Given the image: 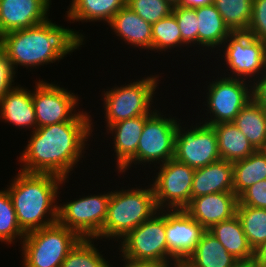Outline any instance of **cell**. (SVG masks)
I'll return each mask as SVG.
<instances>
[{"label":"cell","mask_w":266,"mask_h":267,"mask_svg":"<svg viewBox=\"0 0 266 267\" xmlns=\"http://www.w3.org/2000/svg\"><path fill=\"white\" fill-rule=\"evenodd\" d=\"M91 119V115L81 111L72 121L37 128L18 157L22 164L19 170L53 174L68 180L73 167L84 158L86 142L92 137Z\"/></svg>","instance_id":"6da1fadb"},{"label":"cell","mask_w":266,"mask_h":267,"mask_svg":"<svg viewBox=\"0 0 266 267\" xmlns=\"http://www.w3.org/2000/svg\"><path fill=\"white\" fill-rule=\"evenodd\" d=\"M84 39L85 36L79 31L57 25L48 19L31 28L2 35L0 49L12 62L15 71L18 65L34 69L63 60L81 47Z\"/></svg>","instance_id":"7a4b0ae2"},{"label":"cell","mask_w":266,"mask_h":267,"mask_svg":"<svg viewBox=\"0 0 266 267\" xmlns=\"http://www.w3.org/2000/svg\"><path fill=\"white\" fill-rule=\"evenodd\" d=\"M65 182L67 181L53 174L19 171L14 176L7 190L18 224L25 233L58 221V190Z\"/></svg>","instance_id":"3957f363"},{"label":"cell","mask_w":266,"mask_h":267,"mask_svg":"<svg viewBox=\"0 0 266 267\" xmlns=\"http://www.w3.org/2000/svg\"><path fill=\"white\" fill-rule=\"evenodd\" d=\"M159 209L152 185L111 191L107 217L101 232L94 238L121 240L134 228L150 219ZM117 239V240H116Z\"/></svg>","instance_id":"277c9868"},{"label":"cell","mask_w":266,"mask_h":267,"mask_svg":"<svg viewBox=\"0 0 266 267\" xmlns=\"http://www.w3.org/2000/svg\"><path fill=\"white\" fill-rule=\"evenodd\" d=\"M82 238L58 221L26 233L22 246L23 267H61L68 253Z\"/></svg>","instance_id":"5b68a950"},{"label":"cell","mask_w":266,"mask_h":267,"mask_svg":"<svg viewBox=\"0 0 266 267\" xmlns=\"http://www.w3.org/2000/svg\"><path fill=\"white\" fill-rule=\"evenodd\" d=\"M159 75H151L133 83H126L102 91L103 108L105 112L106 129L121 120L134 118L140 115H151L156 109L153 106V97L158 87Z\"/></svg>","instance_id":"8992f818"},{"label":"cell","mask_w":266,"mask_h":267,"mask_svg":"<svg viewBox=\"0 0 266 267\" xmlns=\"http://www.w3.org/2000/svg\"><path fill=\"white\" fill-rule=\"evenodd\" d=\"M155 110L145 121L136 154L118 171L126 172L132 164H164L175 156L177 121ZM164 116V117H163ZM152 162V163H151ZM145 163V164H144Z\"/></svg>","instance_id":"52a82bcc"},{"label":"cell","mask_w":266,"mask_h":267,"mask_svg":"<svg viewBox=\"0 0 266 267\" xmlns=\"http://www.w3.org/2000/svg\"><path fill=\"white\" fill-rule=\"evenodd\" d=\"M221 47H224L222 57L230 68L231 74L227 77L252 83L251 80L266 72V42L254 39L247 32H236L231 33Z\"/></svg>","instance_id":"ba28073f"},{"label":"cell","mask_w":266,"mask_h":267,"mask_svg":"<svg viewBox=\"0 0 266 267\" xmlns=\"http://www.w3.org/2000/svg\"><path fill=\"white\" fill-rule=\"evenodd\" d=\"M111 192L82 196L58 205V222L75 231L81 238L94 239L107 217Z\"/></svg>","instance_id":"9c48e42d"},{"label":"cell","mask_w":266,"mask_h":267,"mask_svg":"<svg viewBox=\"0 0 266 267\" xmlns=\"http://www.w3.org/2000/svg\"><path fill=\"white\" fill-rule=\"evenodd\" d=\"M119 243L121 257L131 260L167 261L165 210L157 211L150 219L129 232Z\"/></svg>","instance_id":"30bf717a"},{"label":"cell","mask_w":266,"mask_h":267,"mask_svg":"<svg viewBox=\"0 0 266 267\" xmlns=\"http://www.w3.org/2000/svg\"><path fill=\"white\" fill-rule=\"evenodd\" d=\"M226 76L212 80L207 87V102L204 103H207V114L210 113L211 118L204 121L206 125L233 122L240 110L252 100L250 81Z\"/></svg>","instance_id":"8fae6325"},{"label":"cell","mask_w":266,"mask_h":267,"mask_svg":"<svg viewBox=\"0 0 266 267\" xmlns=\"http://www.w3.org/2000/svg\"><path fill=\"white\" fill-rule=\"evenodd\" d=\"M153 178V191L159 210L185 209L191 201V189L195 169L175 158L159 167Z\"/></svg>","instance_id":"7c38bea8"},{"label":"cell","mask_w":266,"mask_h":267,"mask_svg":"<svg viewBox=\"0 0 266 267\" xmlns=\"http://www.w3.org/2000/svg\"><path fill=\"white\" fill-rule=\"evenodd\" d=\"M178 123L174 158L194 169L205 167L221 159L214 128L203 122L182 128ZM186 129V130H185Z\"/></svg>","instance_id":"4fadbf2b"},{"label":"cell","mask_w":266,"mask_h":267,"mask_svg":"<svg viewBox=\"0 0 266 267\" xmlns=\"http://www.w3.org/2000/svg\"><path fill=\"white\" fill-rule=\"evenodd\" d=\"M38 81L32 91L37 128L72 121L80 113L76 112L80 100L74 92L58 86V83Z\"/></svg>","instance_id":"5bb4252c"},{"label":"cell","mask_w":266,"mask_h":267,"mask_svg":"<svg viewBox=\"0 0 266 267\" xmlns=\"http://www.w3.org/2000/svg\"><path fill=\"white\" fill-rule=\"evenodd\" d=\"M167 262L185 261L206 232L184 209L165 210Z\"/></svg>","instance_id":"9a60e30c"},{"label":"cell","mask_w":266,"mask_h":267,"mask_svg":"<svg viewBox=\"0 0 266 267\" xmlns=\"http://www.w3.org/2000/svg\"><path fill=\"white\" fill-rule=\"evenodd\" d=\"M51 0H0L1 36L47 21Z\"/></svg>","instance_id":"2e32d148"},{"label":"cell","mask_w":266,"mask_h":267,"mask_svg":"<svg viewBox=\"0 0 266 267\" xmlns=\"http://www.w3.org/2000/svg\"><path fill=\"white\" fill-rule=\"evenodd\" d=\"M238 197L234 192L207 194L191 199L184 209L204 229L236 215Z\"/></svg>","instance_id":"e0dca14e"},{"label":"cell","mask_w":266,"mask_h":267,"mask_svg":"<svg viewBox=\"0 0 266 267\" xmlns=\"http://www.w3.org/2000/svg\"><path fill=\"white\" fill-rule=\"evenodd\" d=\"M16 85L0 100V119L19 128L37 129L32 91Z\"/></svg>","instance_id":"ac0fdd59"},{"label":"cell","mask_w":266,"mask_h":267,"mask_svg":"<svg viewBox=\"0 0 266 267\" xmlns=\"http://www.w3.org/2000/svg\"><path fill=\"white\" fill-rule=\"evenodd\" d=\"M233 192V163L224 159L195 169L191 199L207 194Z\"/></svg>","instance_id":"d6986e66"},{"label":"cell","mask_w":266,"mask_h":267,"mask_svg":"<svg viewBox=\"0 0 266 267\" xmlns=\"http://www.w3.org/2000/svg\"><path fill=\"white\" fill-rule=\"evenodd\" d=\"M116 36L128 45L152 51V25L144 21L127 5L121 8L108 24Z\"/></svg>","instance_id":"ffe728a7"},{"label":"cell","mask_w":266,"mask_h":267,"mask_svg":"<svg viewBox=\"0 0 266 267\" xmlns=\"http://www.w3.org/2000/svg\"><path fill=\"white\" fill-rule=\"evenodd\" d=\"M149 116L140 115L121 120L106 129L107 134L110 132L114 137L113 148L118 171L136 154L145 121Z\"/></svg>","instance_id":"44dd1931"},{"label":"cell","mask_w":266,"mask_h":267,"mask_svg":"<svg viewBox=\"0 0 266 267\" xmlns=\"http://www.w3.org/2000/svg\"><path fill=\"white\" fill-rule=\"evenodd\" d=\"M198 47L212 50L221 47L232 33L213 3L196 8ZM201 45V46H200Z\"/></svg>","instance_id":"7402d4cb"},{"label":"cell","mask_w":266,"mask_h":267,"mask_svg":"<svg viewBox=\"0 0 266 267\" xmlns=\"http://www.w3.org/2000/svg\"><path fill=\"white\" fill-rule=\"evenodd\" d=\"M238 261L254 259V250L250 246L237 215L229 220L221 221L207 230Z\"/></svg>","instance_id":"603a6c76"},{"label":"cell","mask_w":266,"mask_h":267,"mask_svg":"<svg viewBox=\"0 0 266 267\" xmlns=\"http://www.w3.org/2000/svg\"><path fill=\"white\" fill-rule=\"evenodd\" d=\"M125 5L126 0H72L65 17L70 23L106 21L109 24Z\"/></svg>","instance_id":"cb8c5ba5"},{"label":"cell","mask_w":266,"mask_h":267,"mask_svg":"<svg viewBox=\"0 0 266 267\" xmlns=\"http://www.w3.org/2000/svg\"><path fill=\"white\" fill-rule=\"evenodd\" d=\"M212 127L217 135L218 152L221 159L233 163L247 158L256 150L232 122L218 123Z\"/></svg>","instance_id":"d4e9b609"},{"label":"cell","mask_w":266,"mask_h":267,"mask_svg":"<svg viewBox=\"0 0 266 267\" xmlns=\"http://www.w3.org/2000/svg\"><path fill=\"white\" fill-rule=\"evenodd\" d=\"M237 261L207 230L194 252L185 260L191 267H233Z\"/></svg>","instance_id":"484cf974"},{"label":"cell","mask_w":266,"mask_h":267,"mask_svg":"<svg viewBox=\"0 0 266 267\" xmlns=\"http://www.w3.org/2000/svg\"><path fill=\"white\" fill-rule=\"evenodd\" d=\"M256 149H266V111L250 100L232 122Z\"/></svg>","instance_id":"4316f807"},{"label":"cell","mask_w":266,"mask_h":267,"mask_svg":"<svg viewBox=\"0 0 266 267\" xmlns=\"http://www.w3.org/2000/svg\"><path fill=\"white\" fill-rule=\"evenodd\" d=\"M264 179H266V149L255 150L247 158L233 162V192L237 197Z\"/></svg>","instance_id":"83f0119b"},{"label":"cell","mask_w":266,"mask_h":267,"mask_svg":"<svg viewBox=\"0 0 266 267\" xmlns=\"http://www.w3.org/2000/svg\"><path fill=\"white\" fill-rule=\"evenodd\" d=\"M232 33L246 32L252 17L253 0H213Z\"/></svg>","instance_id":"f1b7e54d"},{"label":"cell","mask_w":266,"mask_h":267,"mask_svg":"<svg viewBox=\"0 0 266 267\" xmlns=\"http://www.w3.org/2000/svg\"><path fill=\"white\" fill-rule=\"evenodd\" d=\"M236 215L250 246L255 250L266 242V209L241 205L238 202Z\"/></svg>","instance_id":"f546056e"},{"label":"cell","mask_w":266,"mask_h":267,"mask_svg":"<svg viewBox=\"0 0 266 267\" xmlns=\"http://www.w3.org/2000/svg\"><path fill=\"white\" fill-rule=\"evenodd\" d=\"M95 247L93 239L82 238L68 253L61 267H111ZM113 267V266H112Z\"/></svg>","instance_id":"4dcf8cb0"},{"label":"cell","mask_w":266,"mask_h":267,"mask_svg":"<svg viewBox=\"0 0 266 267\" xmlns=\"http://www.w3.org/2000/svg\"><path fill=\"white\" fill-rule=\"evenodd\" d=\"M26 233L20 228L8 190H0V242L12 244L24 239Z\"/></svg>","instance_id":"1f68e13d"},{"label":"cell","mask_w":266,"mask_h":267,"mask_svg":"<svg viewBox=\"0 0 266 267\" xmlns=\"http://www.w3.org/2000/svg\"><path fill=\"white\" fill-rule=\"evenodd\" d=\"M151 31L152 51L165 52L167 49L182 46L180 28L173 13L153 24Z\"/></svg>","instance_id":"d6a6232c"},{"label":"cell","mask_w":266,"mask_h":267,"mask_svg":"<svg viewBox=\"0 0 266 267\" xmlns=\"http://www.w3.org/2000/svg\"><path fill=\"white\" fill-rule=\"evenodd\" d=\"M126 5L151 25L169 16L174 7L167 0H126Z\"/></svg>","instance_id":"836d02e7"},{"label":"cell","mask_w":266,"mask_h":267,"mask_svg":"<svg viewBox=\"0 0 266 267\" xmlns=\"http://www.w3.org/2000/svg\"><path fill=\"white\" fill-rule=\"evenodd\" d=\"M172 13L175 15L176 21L180 28L182 46L198 45V27L196 8H188L180 5L173 7ZM197 43V44H196Z\"/></svg>","instance_id":"e575fe53"},{"label":"cell","mask_w":266,"mask_h":267,"mask_svg":"<svg viewBox=\"0 0 266 267\" xmlns=\"http://www.w3.org/2000/svg\"><path fill=\"white\" fill-rule=\"evenodd\" d=\"M246 32L254 39L266 42V0H253L252 17Z\"/></svg>","instance_id":"d590c367"},{"label":"cell","mask_w":266,"mask_h":267,"mask_svg":"<svg viewBox=\"0 0 266 267\" xmlns=\"http://www.w3.org/2000/svg\"><path fill=\"white\" fill-rule=\"evenodd\" d=\"M238 201L241 205L266 209V179L246 189L238 197Z\"/></svg>","instance_id":"8d00e7d4"},{"label":"cell","mask_w":266,"mask_h":267,"mask_svg":"<svg viewBox=\"0 0 266 267\" xmlns=\"http://www.w3.org/2000/svg\"><path fill=\"white\" fill-rule=\"evenodd\" d=\"M16 73L17 71L14 70L12 62L0 49V100L9 90L15 87L14 78Z\"/></svg>","instance_id":"74e56055"},{"label":"cell","mask_w":266,"mask_h":267,"mask_svg":"<svg viewBox=\"0 0 266 267\" xmlns=\"http://www.w3.org/2000/svg\"><path fill=\"white\" fill-rule=\"evenodd\" d=\"M256 81V82H255ZM251 83L252 100L266 111V74Z\"/></svg>","instance_id":"f35d334b"},{"label":"cell","mask_w":266,"mask_h":267,"mask_svg":"<svg viewBox=\"0 0 266 267\" xmlns=\"http://www.w3.org/2000/svg\"><path fill=\"white\" fill-rule=\"evenodd\" d=\"M122 260L125 262L123 267H172L173 265V262L167 261L131 260L124 257Z\"/></svg>","instance_id":"ab89813d"},{"label":"cell","mask_w":266,"mask_h":267,"mask_svg":"<svg viewBox=\"0 0 266 267\" xmlns=\"http://www.w3.org/2000/svg\"><path fill=\"white\" fill-rule=\"evenodd\" d=\"M254 261L257 267H266V242L254 250Z\"/></svg>","instance_id":"60d3db41"},{"label":"cell","mask_w":266,"mask_h":267,"mask_svg":"<svg viewBox=\"0 0 266 267\" xmlns=\"http://www.w3.org/2000/svg\"><path fill=\"white\" fill-rule=\"evenodd\" d=\"M212 2L213 0H180L178 5L195 9L204 5L211 4Z\"/></svg>","instance_id":"b9f144b4"},{"label":"cell","mask_w":266,"mask_h":267,"mask_svg":"<svg viewBox=\"0 0 266 267\" xmlns=\"http://www.w3.org/2000/svg\"><path fill=\"white\" fill-rule=\"evenodd\" d=\"M233 267H257L254 259L249 261H237Z\"/></svg>","instance_id":"7bdbcfd3"},{"label":"cell","mask_w":266,"mask_h":267,"mask_svg":"<svg viewBox=\"0 0 266 267\" xmlns=\"http://www.w3.org/2000/svg\"><path fill=\"white\" fill-rule=\"evenodd\" d=\"M172 267H191V266L188 263H186L185 261H175V262H173Z\"/></svg>","instance_id":"ee69618b"},{"label":"cell","mask_w":266,"mask_h":267,"mask_svg":"<svg viewBox=\"0 0 266 267\" xmlns=\"http://www.w3.org/2000/svg\"><path fill=\"white\" fill-rule=\"evenodd\" d=\"M169 1L173 6L178 5L180 0H167Z\"/></svg>","instance_id":"f6af8a7d"}]
</instances>
